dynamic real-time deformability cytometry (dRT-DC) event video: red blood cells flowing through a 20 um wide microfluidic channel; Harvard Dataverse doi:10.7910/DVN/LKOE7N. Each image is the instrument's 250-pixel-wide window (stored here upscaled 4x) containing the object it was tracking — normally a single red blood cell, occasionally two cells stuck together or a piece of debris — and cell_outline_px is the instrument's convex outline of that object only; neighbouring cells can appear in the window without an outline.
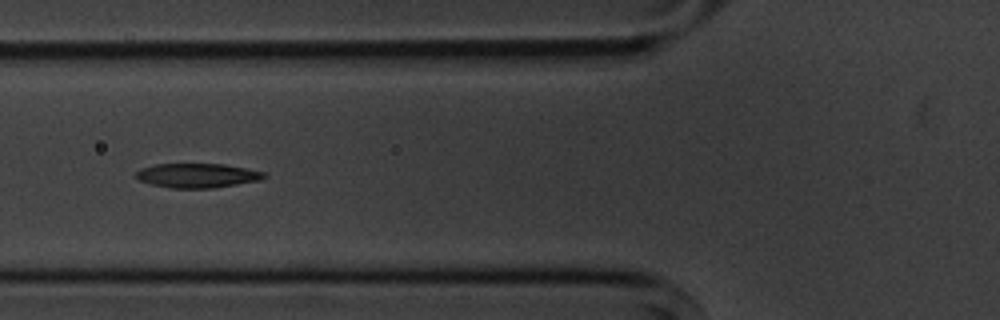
{"species": "common noctule bat (a hibernating species)", "species_latin": "Nyctalus noctula", "temperature_condition": "cold", "stored_images_in_passage": 9, "camera_frame_rate_fps": 3000, "um_per_image_px": 0.085, "animal": {"sex": "male", "body_mass_g": 20.1, "forearm_length_mm": 53.5}, "frame": {"image": 1, "passage_image": 6, "time_ms": 5.667, "image_size_px": [1000, 320], "cell_outline_px": [[268, 176], [260, 180], [212, 188], [172, 188], [152, 184], [140, 180], [132, 176], [140, 168], [156, 164], [224, 164], [248, 168], [264, 172]], "centroid_in_image_um": [16.76, 14.91], "position_along_channel_um": 109.0, "area_um2": 18.21}}
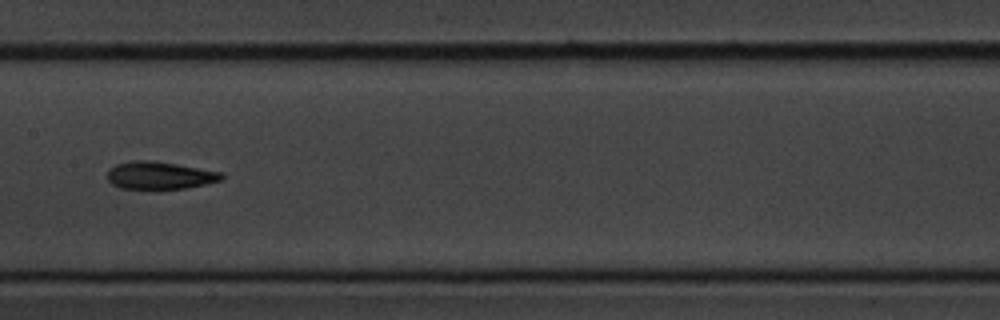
{"frame": {"image": 2, "passage_image": 8, "time_ms": 8.0, "image_size_px": [1000, 320], "cell_outline_px": [[224, 176], [220, 180], [204, 184], [184, 188], [120, 188], [112, 184], [108, 180], [108, 168], [116, 164], [132, 160], [152, 160], [176, 164], [220, 172]], "centroid_in_image_um": [13.51, 14.89], "position_along_channel_um": 193.9, "area_um2": 18.03}}
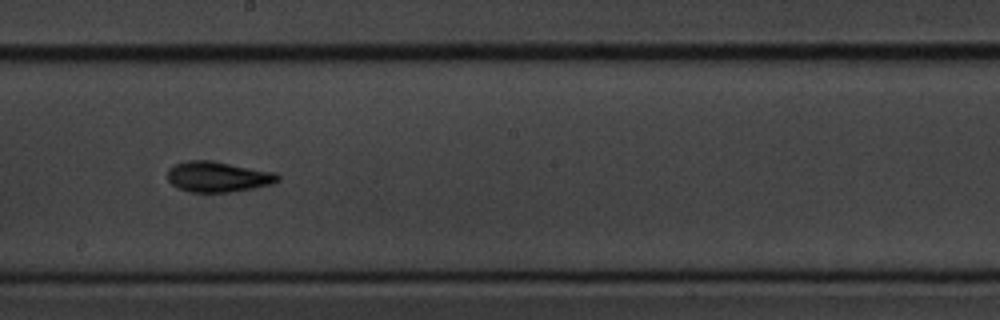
{"frame": {"image": 3, "passage_image": 9, "time_ms": 9.0, "image_size_px": [1000, 320], "cell_outline_px": [[280, 180], [272, 184], [252, 188], [228, 192], [192, 192], [180, 188], [172, 184], [168, 180], [168, 168], [176, 164], [188, 160], [212, 160], [276, 172], [280, 176]], "centroid_in_image_um": [18.55, 15.01], "position_along_channel_um": 229.6, "area_um2": 19.59}}